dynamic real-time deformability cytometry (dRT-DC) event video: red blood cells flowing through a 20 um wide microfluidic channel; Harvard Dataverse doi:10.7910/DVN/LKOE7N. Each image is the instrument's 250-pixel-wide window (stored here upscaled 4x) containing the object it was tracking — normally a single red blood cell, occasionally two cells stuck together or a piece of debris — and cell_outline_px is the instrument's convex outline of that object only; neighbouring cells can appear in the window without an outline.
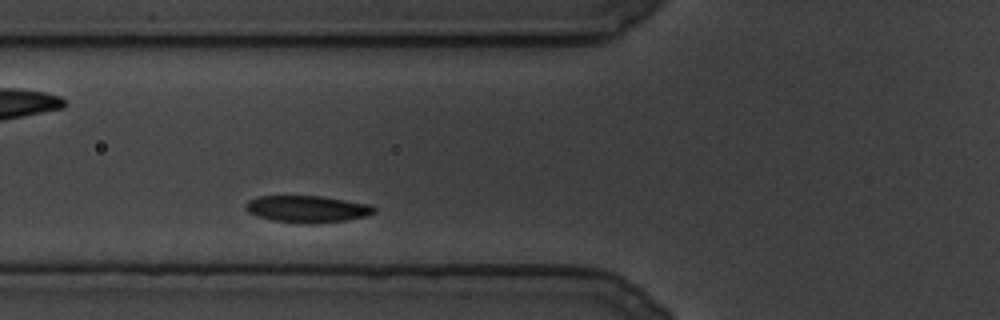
{"species": "common noctule bat (a hibernating species)", "species_latin": "Nyctalus noctula", "temperature_condition": "cold", "stored_images_in_passage": 78, "segment_of_instrument_passage": [1, 2], "camera_frame_rate_fps": 3000, "um_per_image_px": 0.085, "animal": {"sex": "male", "body_mass_g": 19.5, "forearm_length_mm": 54.6}, "frame": {"image": 1, "passage_image": 11, "time_ms": 3.333, "image_size_px": [1000, 320], "cell_outline_px": [[376, 212], [368, 216], [348, 220], [312, 224], [272, 220], [256, 216], [248, 212], [244, 208], [244, 204], [248, 200], [256, 196], [320, 196], [372, 204], [376, 208]], "centroid_in_image_um": [26.13, 17.76], "position_along_channel_um": 99.7, "area_um2": 20.4}}
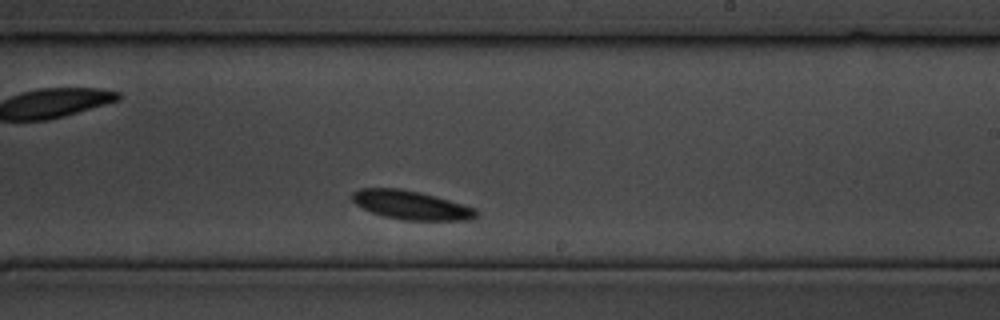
{"frame": {"image": 2, "passage_image": 41, "time_ms": 13.333, "image_size_px": [1000, 320], "cell_outline_px": [[476, 216], [468, 220], [404, 220], [384, 216], [372, 212], [356, 204], [352, 200], [352, 192], [360, 188], [400, 188], [420, 192], [476, 208]], "centroid_in_image_um": [34.91, 17.42], "position_along_channel_um": 254.1, "area_um2": 20.58}}
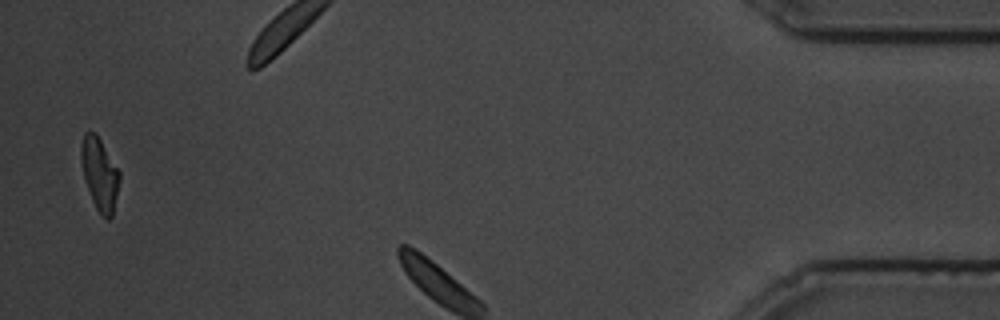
{"frame": {"image": 3, "passage_image": 74, "time_ms": 24.333, "image_size_px": [1000, 320], "cell_outline_px": [[120, 180], [112, 216], [108, 220], [96, 208], [92, 200], [84, 176], [80, 160], [80, 148], [84, 132], [96, 132], [120, 172]], "centroid_in_image_um": [8.47, 14.75], "position_along_channel_um": 426.7, "area_um2": 16.07}}